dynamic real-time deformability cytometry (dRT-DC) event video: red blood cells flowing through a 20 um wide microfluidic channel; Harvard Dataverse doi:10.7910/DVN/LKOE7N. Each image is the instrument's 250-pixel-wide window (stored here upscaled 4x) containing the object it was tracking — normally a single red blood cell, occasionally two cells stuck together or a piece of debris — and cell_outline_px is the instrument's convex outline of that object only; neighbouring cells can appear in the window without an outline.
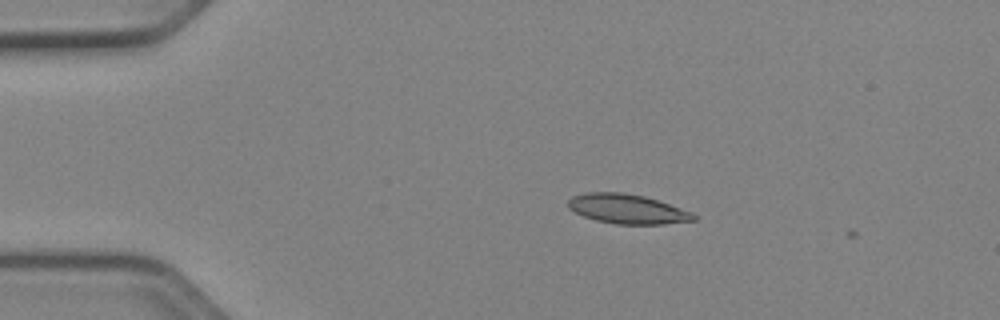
{"species": "Egyptian fruit bat (a non-hibernating species)", "species_latin": "Rousettus aegyptiacus", "temperature_condition": "cold", "stored_images_in_passage": 5, "camera_frame_rate_fps": 3000, "um_per_image_px": 0.085, "animal": {"sex": "female"}, "frame": {"image": 1, "passage_image": 2, "time_ms": 0.333, "image_size_px": [1000, 320], "cell_outline_px": [[696, 220], [664, 224], [616, 224], [596, 220], [584, 216], [568, 208], [568, 200], [572, 196], [584, 192], [620, 192], [644, 196], [692, 212], [696, 216]], "centroid_in_image_um": [53.29, 17.76], "position_along_channel_um": 31.7, "area_um2": 21.44}}